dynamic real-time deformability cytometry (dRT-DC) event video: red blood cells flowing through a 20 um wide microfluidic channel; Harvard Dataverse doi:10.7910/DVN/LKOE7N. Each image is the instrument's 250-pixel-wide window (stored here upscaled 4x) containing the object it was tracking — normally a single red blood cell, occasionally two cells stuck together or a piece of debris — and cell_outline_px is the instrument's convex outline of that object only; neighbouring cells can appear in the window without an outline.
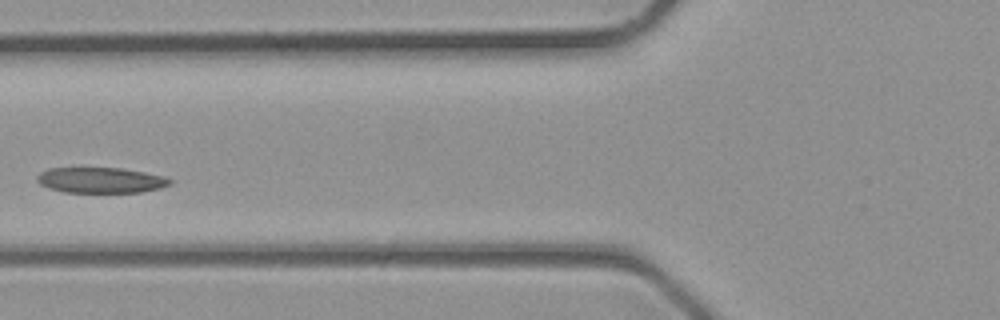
{"species": "common noctule bat (a hibernating species)", "species_latin": "Nyctalus noctula", "temperature_condition": "room temperature", "stored_images_in_passage": 2, "camera_frame_rate_fps": 3000, "um_per_image_px": 0.085, "animal": {"sex": "male", "body_mass_g": 23.1, "forearm_length_mm": 52.7}, "frame": {"image": 1, "passage_image": 2, "time_ms": 0.333, "image_size_px": [1000, 320], "cell_outline_px": [[172, 184], [160, 188], [140, 192], [64, 192], [48, 188], [40, 184], [36, 180], [36, 176], [40, 172], [48, 168], [120, 168], [144, 172], [164, 176], [172, 180]], "centroid_in_image_um": [8.54, 15.31], "position_along_channel_um": 117.3, "area_um2": 19.83}}